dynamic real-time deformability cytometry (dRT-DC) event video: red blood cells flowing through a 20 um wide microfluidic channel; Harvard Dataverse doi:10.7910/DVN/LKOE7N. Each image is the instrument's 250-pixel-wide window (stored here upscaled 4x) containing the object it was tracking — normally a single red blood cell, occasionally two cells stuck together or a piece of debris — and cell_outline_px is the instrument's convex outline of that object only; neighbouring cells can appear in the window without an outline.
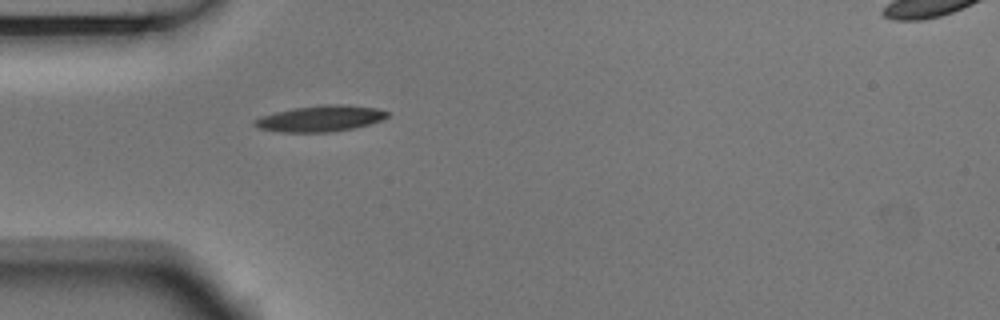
{"species": "Egyptian fruit bat (a non-hibernating species)", "species_latin": "Rousettus aegyptiacus", "temperature_condition": "room temperature", "stored_images_in_passage": 5, "camera_frame_rate_fps": 3000, "um_per_image_px": 0.085, "animal": {"sex": "male"}, "frame": {"image": 1, "passage_image": 5, "time_ms": 1.333, "image_size_px": [1000, 320], "cell_outline_px": [[388, 116], [380, 120], [368, 124], [352, 128], [328, 132], [284, 132], [260, 128], [252, 124], [260, 116], [292, 108], [324, 104], [344, 104], [376, 108], [388, 112]], "centroid_in_image_um": [27.22, 10.06], "position_along_channel_um": 57.8, "area_um2": 19.88}}